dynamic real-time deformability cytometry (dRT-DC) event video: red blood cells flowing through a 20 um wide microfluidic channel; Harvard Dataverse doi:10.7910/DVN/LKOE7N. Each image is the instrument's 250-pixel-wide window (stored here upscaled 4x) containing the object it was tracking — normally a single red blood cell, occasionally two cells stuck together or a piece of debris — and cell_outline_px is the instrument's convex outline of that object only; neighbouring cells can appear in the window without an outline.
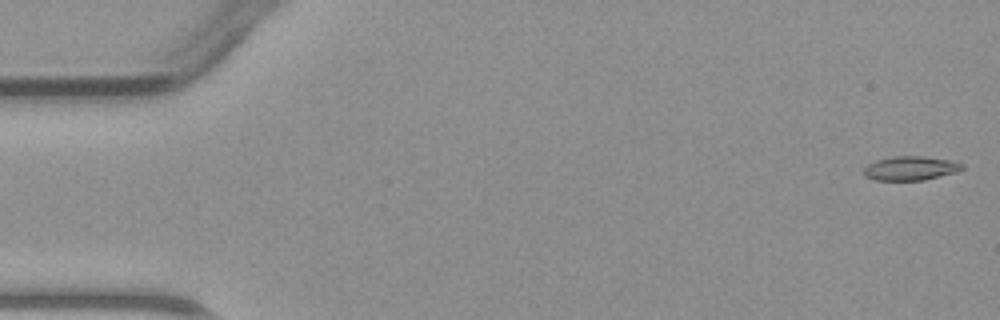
{"species": "common noctule bat (a hibernating species)", "species_latin": "Nyctalus noctula", "temperature_condition": "warm", "stored_images_in_passage": 4, "camera_frame_rate_fps": 3000, "um_per_image_px": 0.085, "animal": {"sex": "male", "body_mass_g": 23.1, "forearm_length_mm": 52.7}, "frame": {"image": 1, "passage_image": 1, "time_ms": 0.0, "image_size_px": [1000, 320], "cell_outline_px": [[964, 168], [956, 172], [924, 180], [876, 180], [864, 176], [864, 168], [868, 164], [876, 160], [892, 156], [924, 156], [952, 160], [964, 164]], "centroid_in_image_um": [77.41, 14.29], "position_along_channel_um": 7.6, "area_um2": 13.87}}
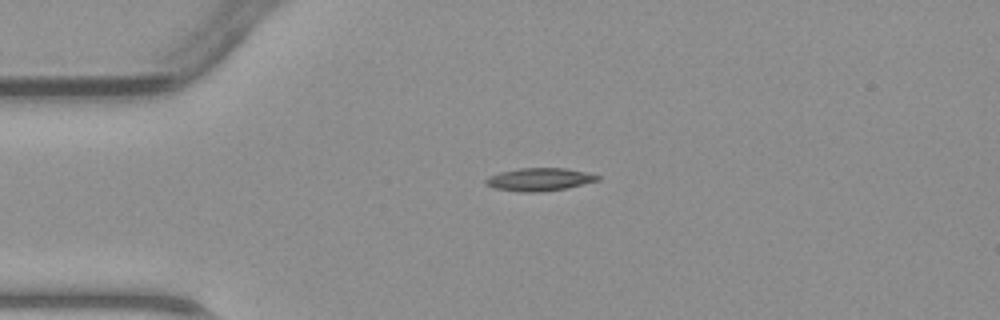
{"frame": {"image": 2, "passage_image": 3, "time_ms": 3.333, "image_size_px": [1000, 320], "cell_outline_px": [[600, 180], [564, 188], [540, 192], [520, 192], [492, 188], [484, 184], [484, 180], [488, 176], [500, 172], [520, 168], [564, 168], [584, 172], [600, 176]], "centroid_in_image_um": [45.77, 15.25], "position_along_channel_um": 39.2, "area_um2": 14.85}}